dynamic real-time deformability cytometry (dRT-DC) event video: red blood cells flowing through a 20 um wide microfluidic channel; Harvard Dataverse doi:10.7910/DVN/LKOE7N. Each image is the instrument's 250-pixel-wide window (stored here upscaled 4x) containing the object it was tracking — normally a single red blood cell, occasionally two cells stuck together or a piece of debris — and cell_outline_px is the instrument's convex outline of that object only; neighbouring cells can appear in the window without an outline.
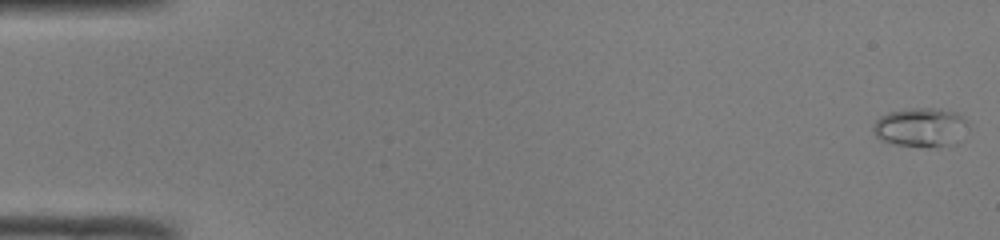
{"species": "common noctule bat (a hibernating species)", "species_latin": "Nyctalus noctula", "temperature_condition": "room temperature", "stored_images_in_passage": 50, "camera_frame_rate_fps": 3000, "um_per_image_px": 0.085, "animal": {"sex": "male", "body_mass_g": 19.0, "forearm_length_mm": 50.8}, "frame": {"image": 1, "passage_image": 1, "time_ms": 0.0, "image_size_px": [1000, 240], "cell_outline_px": [[968, 124], [956, 144], [952, 148], [928, 148], [892, 144], [880, 140], [872, 132], [872, 128], [876, 120], [880, 116], [888, 112], [912, 108], [940, 108], [956, 112], [964, 116], [968, 120]], "centroid_in_image_um": [78.29, 10.85], "position_along_channel_um": 6.7, "area_um2": 22.43}}
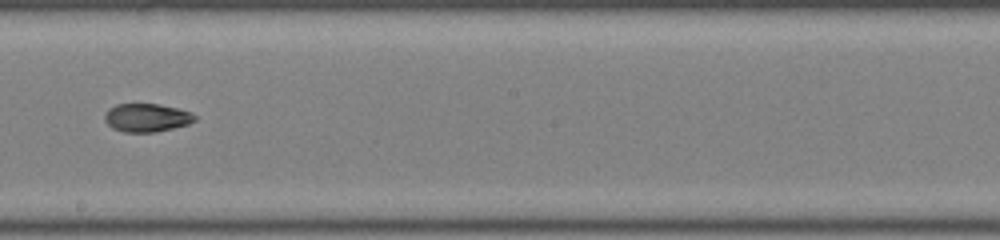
{"frame": {"image": 2, "passage_image": 29, "time_ms": 9.333, "image_size_px": [1000, 240], "cell_outline_px": [[196, 120], [188, 124], [156, 132], [124, 132], [112, 128], [104, 120], [104, 116], [108, 108], [116, 104], [160, 104], [192, 112], [196, 116]], "centroid_in_image_um": [12.46, 10.0], "position_along_channel_um": 235.7, "area_um2": 14.91}}
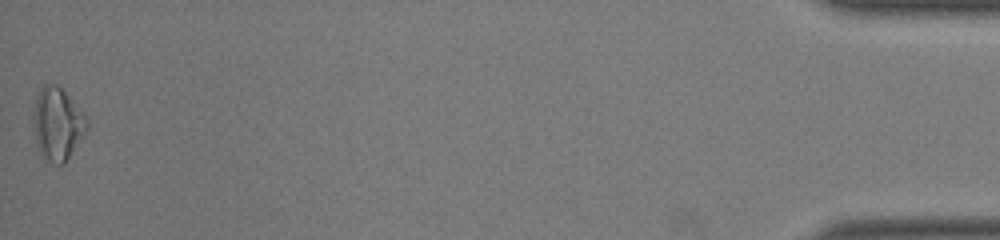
{"frame": {"image": 3, "passage_image": 50, "time_ms": 16.333, "image_size_px": [1000, 240], "cell_outline_px": [[88, 128], [84, 136], [64, 164], [52, 164], [44, 160], [40, 156], [36, 140], [32, 116], [32, 112], [36, 96], [40, 88], [44, 84], [56, 84], [64, 92], [88, 120]], "centroid_in_image_um": [4.85, 10.58], "position_along_channel_um": 430.3, "area_um2": 22.72}, "authors_computed_cell_mechanics": {"area_um2": 15.3748, "velocity_mm_per_s": 4.1133, "shape_relaxation_time_tau1_ms": null, "shape_relaxation_time_tau2_ms": 3.4572, "deformation_change_tau1": null, "deformation_change_tau2": 0.0922}}